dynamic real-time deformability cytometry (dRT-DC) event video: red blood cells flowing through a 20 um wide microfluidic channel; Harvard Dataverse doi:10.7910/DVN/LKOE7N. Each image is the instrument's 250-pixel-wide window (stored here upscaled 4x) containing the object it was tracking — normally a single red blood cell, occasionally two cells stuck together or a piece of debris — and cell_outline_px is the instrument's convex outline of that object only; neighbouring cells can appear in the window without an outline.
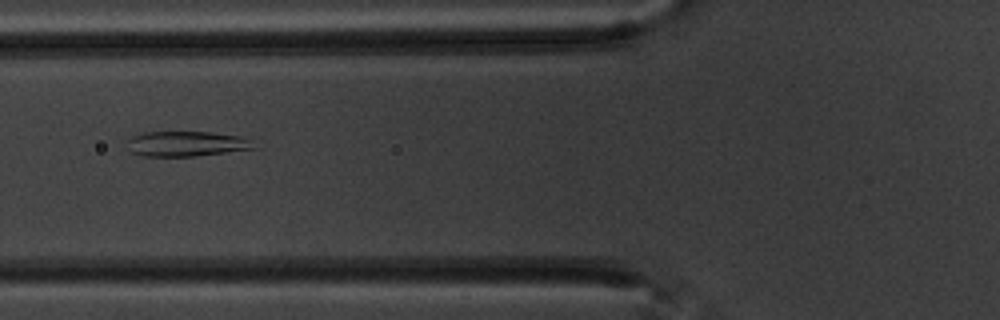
{"species": "common noctule bat (a hibernating species)", "species_latin": "Nyctalus noctula", "temperature_condition": "warm", "stored_images_in_passage": 59, "camera_frame_rate_fps": 3000, "um_per_image_px": 0.085, "animal": {"sex": "male", "body_mass_g": 20.1, "forearm_length_mm": 53.5}, "frame": {"image": 1, "passage_image": 23, "time_ms": 7.333, "image_size_px": [1000, 320], "cell_outline_px": [[256, 148], [196, 156], [140, 156], [128, 152], [128, 140], [132, 136], [144, 132], [212, 132], [240, 136], [252, 140]], "centroid_in_image_um": [15.81, 12.22], "position_along_channel_um": 110.0, "area_um2": 18.67}}
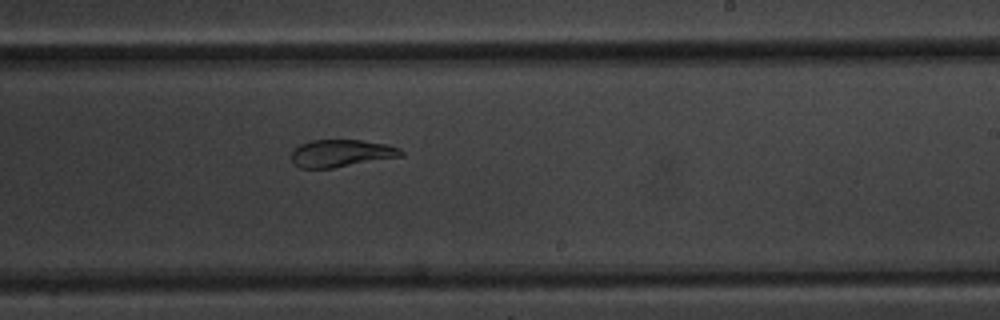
{"frame": {"image": 2, "passage_image": 36, "time_ms": 11.667, "image_size_px": [1000, 320], "cell_outline_px": [[404, 156], [332, 168], [300, 168], [292, 164], [292, 152], [300, 144], [312, 140], [360, 140], [388, 144], [400, 148], [404, 152]], "centroid_in_image_um": [29.03, 13.03], "position_along_channel_um": 260.0, "area_um2": 17.57}}
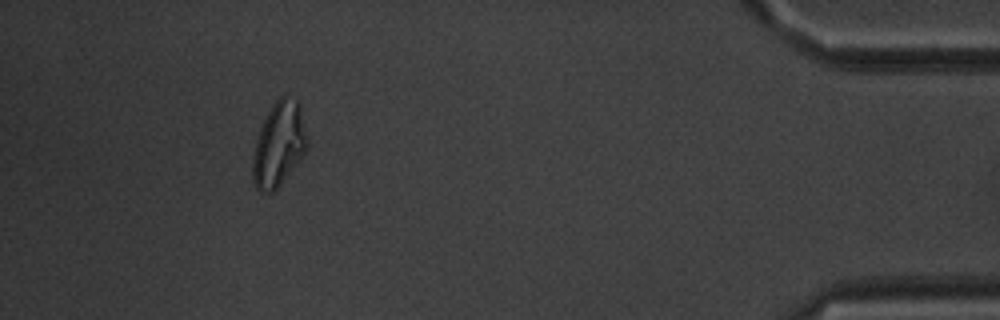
{"frame": {"image": 3, "passage_image": 54, "time_ms": 17.667, "image_size_px": [1000, 320], "cell_outline_px": [[308, 148], [280, 184], [272, 192], [260, 192], [256, 188], [252, 180], [252, 160], [256, 140], [260, 128], [272, 104], [280, 96], [284, 96], [300, 100], [308, 140]], "centroid_in_image_um": [23.71, 12.24], "position_along_channel_um": 411.5, "area_um2": 26.82}, "authors_computed_cell_mechanics": {"area_um2": 23.3512, "velocity_mm_per_s": 3.4647, "shape_relaxation_time_tau1_ms": null, "shape_relaxation_time_tau2_ms": 2.7731, "deformation_change_tau1": null, "deformation_change_tau2": 0.0783}}